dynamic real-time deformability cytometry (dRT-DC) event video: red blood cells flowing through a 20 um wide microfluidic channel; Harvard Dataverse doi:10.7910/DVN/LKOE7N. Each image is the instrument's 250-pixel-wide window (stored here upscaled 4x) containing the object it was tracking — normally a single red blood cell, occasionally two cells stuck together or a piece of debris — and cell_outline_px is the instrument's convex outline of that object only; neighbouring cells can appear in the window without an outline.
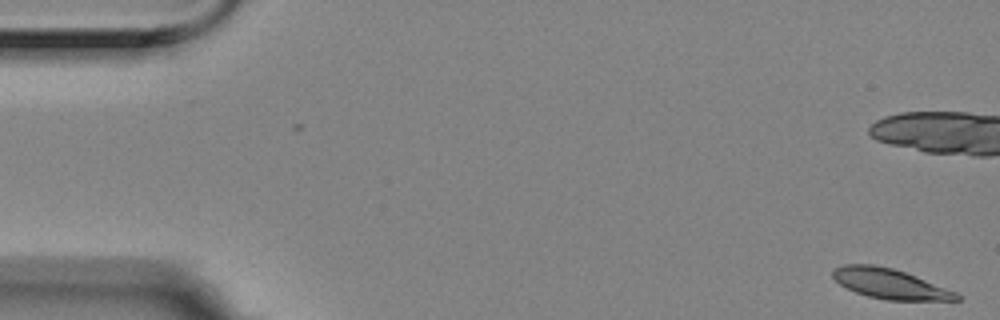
{"species": "Egyptian fruit bat (a non-hibernating species)", "species_latin": "Rousettus aegyptiacus", "temperature_condition": "room temperature", "stored_images_in_passage": 2, "camera_frame_rate_fps": 3000, "um_per_image_px": 0.085, "animal": {"sex": "female"}, "frame": {"image": 1, "passage_image": 2, "time_ms": 0.333, "image_size_px": [1000, 320], "cell_outline_px": [[960, 300], [888, 300], [868, 296], [844, 288], [832, 276], [832, 268], [844, 264], [872, 264], [892, 268], [904, 272], [956, 292], [960, 296]], "centroid_in_image_um": [75.57, 24.11], "position_along_channel_um": 9.4, "area_um2": 21.44}}